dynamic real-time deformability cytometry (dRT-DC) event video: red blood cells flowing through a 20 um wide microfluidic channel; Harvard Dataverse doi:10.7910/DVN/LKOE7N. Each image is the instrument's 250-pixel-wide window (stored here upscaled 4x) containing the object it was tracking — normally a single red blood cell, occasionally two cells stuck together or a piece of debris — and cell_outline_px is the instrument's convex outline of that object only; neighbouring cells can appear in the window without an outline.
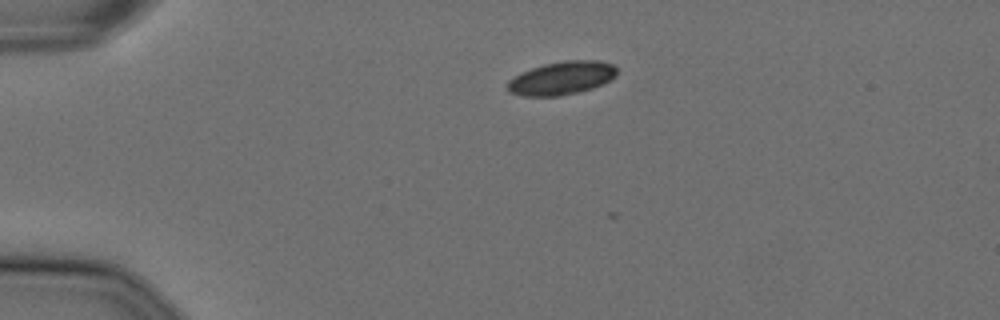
{"species": "Egyptian fruit bat (a non-hibernating species)", "species_latin": "Rousettus aegyptiacus", "temperature_condition": "cold", "stored_images_in_passage": 5, "camera_frame_rate_fps": 3000, "um_per_image_px": 0.085, "animal": {"sex": "female"}, "frame": {"image": 1, "passage_image": 2, "time_ms": 0.333, "image_size_px": [1000, 320], "cell_outline_px": [[616, 76], [612, 80], [604, 84], [592, 88], [560, 96], [524, 96], [508, 92], [508, 80], [520, 72], [544, 64], [564, 60], [600, 60], [612, 64], [616, 68]], "centroid_in_image_um": [47.75, 6.63], "position_along_channel_um": 37.2, "area_um2": 21.33}}